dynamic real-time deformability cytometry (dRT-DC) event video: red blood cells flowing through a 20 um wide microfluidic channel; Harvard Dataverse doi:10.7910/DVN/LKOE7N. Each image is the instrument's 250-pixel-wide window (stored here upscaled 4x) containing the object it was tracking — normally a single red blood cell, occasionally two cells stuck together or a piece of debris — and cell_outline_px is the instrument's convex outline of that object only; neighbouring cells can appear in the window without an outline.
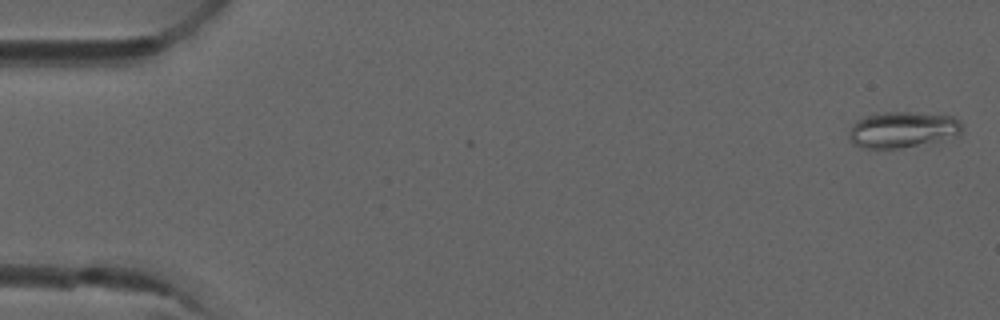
{"species": "common noctule bat (a hibernating species)", "species_latin": "Nyctalus noctula", "temperature_condition": "room temperature", "stored_images_in_passage": 6, "camera_frame_rate_fps": 3000, "um_per_image_px": 0.085, "animal": {"sex": "male", "forearm_length_mm": 52.5}, "frame": {"image": 1, "passage_image": 6, "time_ms": 1.667, "image_size_px": [1000, 320], "cell_outline_px": [[964, 128], [960, 136], [900, 148], [860, 148], [852, 144], [848, 136], [848, 132], [852, 124], [856, 120], [872, 112], [912, 112], [952, 116], [960, 120], [964, 124]], "centroid_in_image_um": [76.71, 11.01], "position_along_channel_um": 8.3, "area_um2": 24.33}}